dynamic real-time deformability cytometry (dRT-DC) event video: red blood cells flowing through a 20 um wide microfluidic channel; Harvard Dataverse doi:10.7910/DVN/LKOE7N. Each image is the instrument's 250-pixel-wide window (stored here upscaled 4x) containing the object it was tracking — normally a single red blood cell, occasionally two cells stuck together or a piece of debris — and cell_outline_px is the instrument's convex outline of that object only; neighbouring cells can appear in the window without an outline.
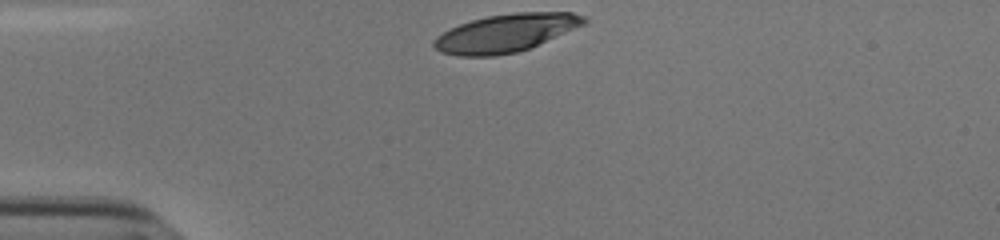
{"species": "human", "species_latin": "Homo sapiens", "temperature_condition": "cold", "stored_images_in_passage": 30, "camera_frame_rate_fps": 3000, "um_per_image_px": 0.085, "donor": {"sex": "male"}, "frame": {"image": 1, "passage_image": 1, "time_ms": 0.0, "image_size_px": [1000, 240], "cell_outline_px": [[588, 20], [584, 24], [528, 48], [516, 52], [496, 56], [460, 56], [440, 52], [432, 44], [432, 40], [436, 36], [460, 24], [472, 20], [488, 16], [516, 12], [572, 12], [584, 16]], "centroid_in_image_um": [42.96, 2.8], "position_along_channel_um": 42.0, "area_um2": 32.77}}
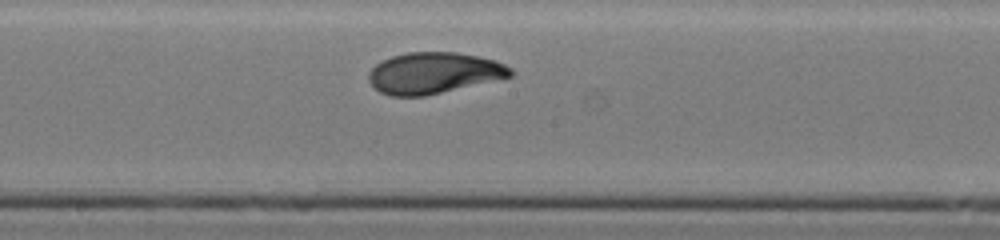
{"frame": {"image": 2, "passage_image": 17, "time_ms": 5.333, "image_size_px": [1000, 240], "cell_outline_px": [[516, 72], [512, 76], [424, 96], [392, 96], [380, 92], [372, 88], [368, 80], [368, 72], [376, 64], [392, 56], [408, 52], [456, 52], [496, 60], [512, 68]], "centroid_in_image_um": [36.85, 6.2], "position_along_channel_um": 211.3, "area_um2": 34.04}}
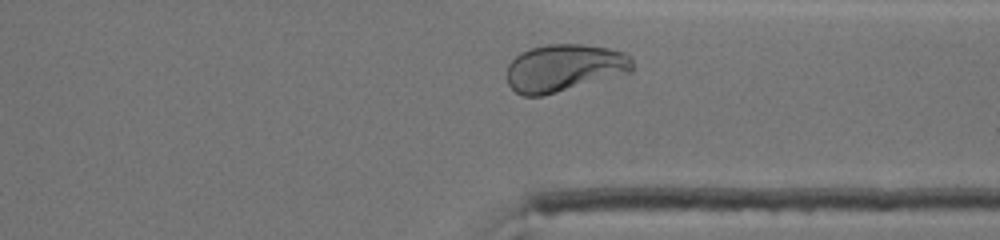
{"frame": {"image": 3, "passage_image": 29, "time_ms": 9.333, "image_size_px": [1000, 240], "cell_outline_px": [[632, 72], [544, 96], [524, 96], [516, 92], [508, 84], [508, 64], [520, 52], [532, 48], [548, 44], [580, 44], [608, 48], [624, 52], [632, 60]], "centroid_in_image_um": [47.96, 5.78], "position_along_channel_um": 363.4, "area_um2": 34.62}, "authors_computed_cell_mechanics": {"area_um2": 33.7552, "velocity_mm_per_s": 3.7974, "shape_relaxation_time_tau1_ms": 3.2159, "shape_relaxation_time_tau2_ms": 1.0282, "deformation_change_tau1": 0.1725, "deformation_change_tau2": 0.0573}}